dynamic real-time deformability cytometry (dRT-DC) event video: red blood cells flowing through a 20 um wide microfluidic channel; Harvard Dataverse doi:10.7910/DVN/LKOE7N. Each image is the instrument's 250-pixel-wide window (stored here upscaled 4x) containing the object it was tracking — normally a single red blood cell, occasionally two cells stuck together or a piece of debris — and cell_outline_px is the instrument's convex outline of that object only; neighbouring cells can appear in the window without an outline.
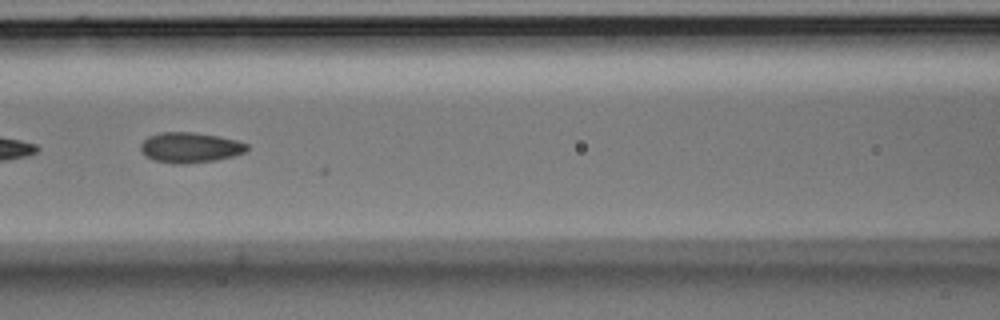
{"species": "Egyptian fruit bat (a non-hibernating species)", "species_latin": "Rousettus aegyptiacus", "temperature_condition": "room temperature", "stored_images_in_passage": 27, "segment_of_instrument_passage": [2, 2], "camera_frame_rate_fps": 3000, "um_per_image_px": 0.085, "animal": {"sex": "male"}, "frame": {"image": 1, "passage_image": 24, "time_ms": 7.667, "image_size_px": [1000, 320], "cell_outline_px": [[248, 148], [244, 152], [232, 156], [216, 160], [184, 164], [172, 164], [152, 160], [144, 156], [140, 148], [140, 144], [148, 136], [160, 132], [196, 132], [220, 136], [236, 140], [248, 144]], "centroid_in_image_um": [16.12, 12.54], "position_along_channel_um": 150.5, "area_um2": 19.02}}